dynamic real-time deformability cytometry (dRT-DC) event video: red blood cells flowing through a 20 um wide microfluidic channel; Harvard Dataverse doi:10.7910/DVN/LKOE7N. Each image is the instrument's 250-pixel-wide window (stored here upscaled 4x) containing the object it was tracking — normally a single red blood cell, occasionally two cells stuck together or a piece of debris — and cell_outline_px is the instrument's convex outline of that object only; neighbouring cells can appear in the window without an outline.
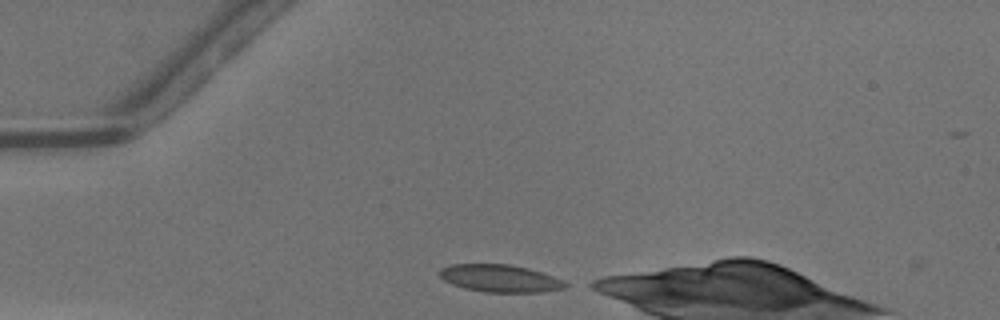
{"species": "common noctule bat (a hibernating species)", "species_latin": "Nyctalus noctula", "temperature_condition": "warm", "stored_images_in_passage": 28, "camera_frame_rate_fps": 3000, "um_per_image_px": 0.085, "animal": {"sex": "male", "body_mass_g": 13.3}, "frame": {"image": 1, "passage_image": 2, "time_ms": 0.333, "image_size_px": [1000, 320], "cell_outline_px": [[572, 284], [564, 288], [544, 292], [484, 292], [464, 288], [452, 284], [444, 280], [440, 276], [440, 268], [452, 264], [508, 264], [528, 268], [564, 280]], "centroid_in_image_um": [42.53, 23.66], "position_along_channel_um": 42.5, "area_um2": 20.17}}
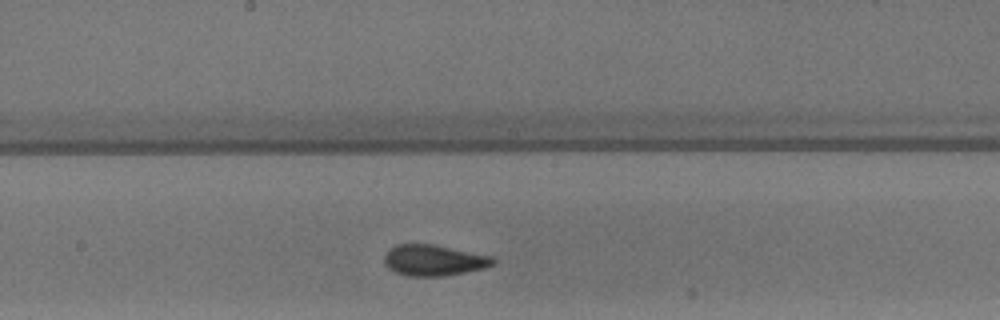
{"frame": {"image": 2, "passage_image": 16, "time_ms": 5.0, "image_size_px": [1000, 320], "cell_outline_px": [[496, 260], [492, 264], [484, 268], [444, 276], [408, 276], [396, 272], [388, 268], [384, 264], [384, 256], [388, 248], [396, 244], [432, 244], [492, 256]], "centroid_in_image_um": [36.82, 22.12], "position_along_channel_um": 211.4, "area_um2": 19.59}}
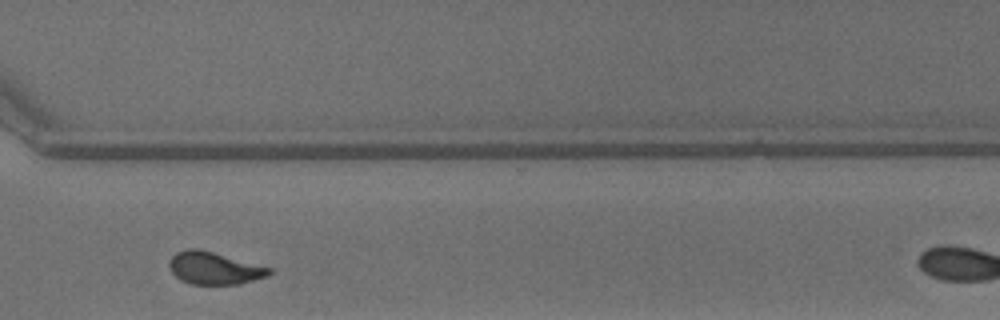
{"frame": {"image": 3, "passage_image": 26, "time_ms": 8.333, "image_size_px": [1000, 320], "cell_outline_px": [[272, 272], [268, 276], [236, 284], [188, 284], [180, 280], [168, 268], [168, 264], [172, 256], [176, 252], [188, 248], [200, 248], [272, 268]], "centroid_in_image_um": [18.18, 22.78], "position_along_channel_um": 352.4, "area_um2": 18.96}, "authors_computed_cell_mechanics": {"area_um2": 19.5075, "velocity_mm_per_s": 4.2399, "shape_relaxation_time_tau1_ms": 6.2354, "shape_relaxation_time_tau2_ms": 0.8187, "deformation_change_tau1": 0.1791, "deformation_change_tau2": 0.0623}}